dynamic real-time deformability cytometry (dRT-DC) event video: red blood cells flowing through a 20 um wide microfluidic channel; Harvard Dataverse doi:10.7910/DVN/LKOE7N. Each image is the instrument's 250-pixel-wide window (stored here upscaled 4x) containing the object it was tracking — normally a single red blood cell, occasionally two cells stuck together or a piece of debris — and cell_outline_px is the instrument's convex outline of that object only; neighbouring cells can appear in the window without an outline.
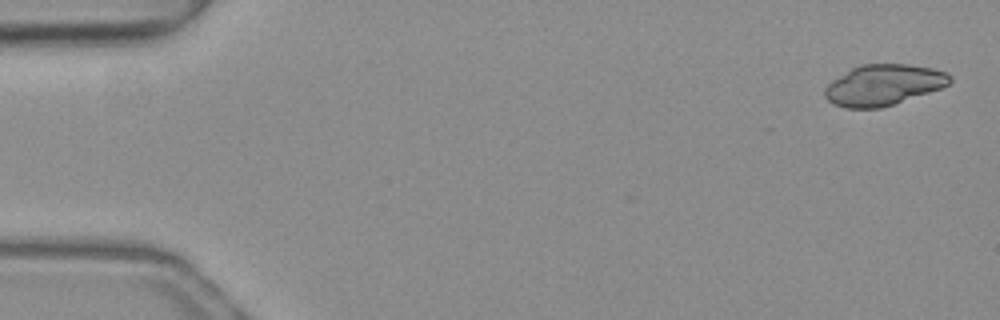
{"species": "common noctule bat (a hibernating species)", "species_latin": "Nyctalus noctula", "temperature_condition": "warm", "stored_images_in_passage": 7, "camera_frame_rate_fps": 3000, "um_per_image_px": 0.085, "animal": {"sex": "female", "body_mass_g": 19.3, "forearm_length_mm": 54.1}, "frame": {"image": 1, "passage_image": 2, "time_ms": 0.333, "image_size_px": [1000, 320], "cell_outline_px": [[952, 80], [948, 84], [940, 88], [880, 108], [844, 108], [832, 104], [824, 96], [824, 88], [832, 80], [852, 68], [860, 64], [908, 64], [932, 68], [944, 72], [952, 76]], "centroid_in_image_um": [75.05, 7.22], "position_along_channel_um": 10.0, "area_um2": 29.54}}